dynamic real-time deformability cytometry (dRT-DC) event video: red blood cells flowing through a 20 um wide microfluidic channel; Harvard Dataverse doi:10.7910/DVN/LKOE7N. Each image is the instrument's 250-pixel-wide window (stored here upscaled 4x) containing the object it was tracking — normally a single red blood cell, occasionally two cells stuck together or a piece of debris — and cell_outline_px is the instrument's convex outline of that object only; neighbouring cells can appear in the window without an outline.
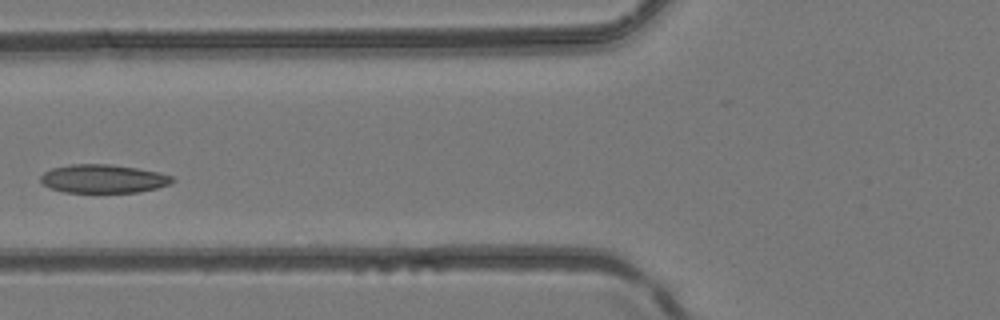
{"species": "common noctule bat (a hibernating species)", "species_latin": "Nyctalus noctula", "temperature_condition": "room temperature", "stored_images_in_passage": 4, "camera_frame_rate_fps": 3000, "um_per_image_px": 0.085, "animal": {"sex": "female", "body_mass_g": 24.6, "forearm_length_mm": 56.2}, "frame": {"image": 1, "passage_image": 4, "time_ms": 1.0, "image_size_px": [1000, 320], "cell_outline_px": [[176, 180], [172, 184], [156, 188], [136, 192], [64, 192], [48, 188], [40, 180], [40, 176], [44, 172], [52, 168], [72, 164], [108, 164], [136, 168], [156, 172], [172, 176]], "centroid_in_image_um": [8.76, 15.19], "position_along_channel_um": 117.0, "area_um2": 21.79}}